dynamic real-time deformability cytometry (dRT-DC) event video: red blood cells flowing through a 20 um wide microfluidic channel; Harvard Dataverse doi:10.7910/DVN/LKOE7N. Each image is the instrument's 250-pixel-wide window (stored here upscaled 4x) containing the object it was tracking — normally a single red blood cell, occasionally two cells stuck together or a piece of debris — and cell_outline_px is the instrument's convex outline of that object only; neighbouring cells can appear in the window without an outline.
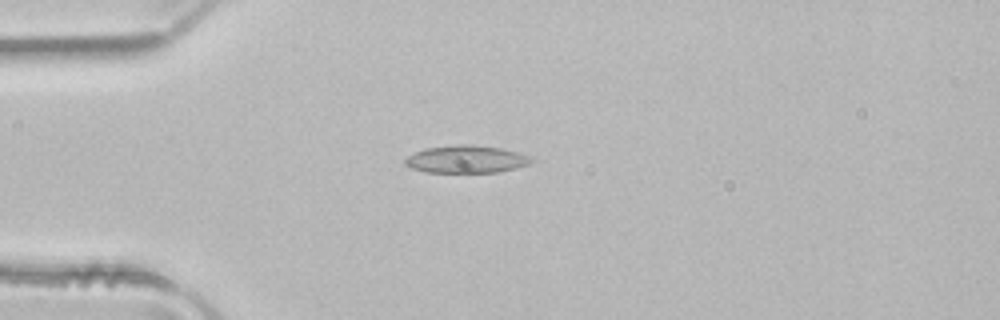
{"species": "common noctule bat (a hibernating species)", "species_latin": "Nyctalus noctula", "temperature_condition": "room temperature", "stored_images_in_passage": 35, "camera_frame_rate_fps": 3000, "um_per_image_px": 0.085, "animal": {"sex": "male", "body_mass_g": 21.5, "forearm_length_mm": 52.0}, "frame": {"image": 1, "passage_image": 3, "time_ms": 0.667, "image_size_px": [1000, 320], "cell_outline_px": [[536, 160], [528, 164], [516, 168], [500, 172], [428, 172], [412, 168], [404, 164], [404, 160], [408, 156], [424, 148], [456, 144], [472, 144], [500, 148], [532, 156]], "centroid_in_image_um": [39.66, 13.53], "position_along_channel_um": 45.3, "area_um2": 20.35}}
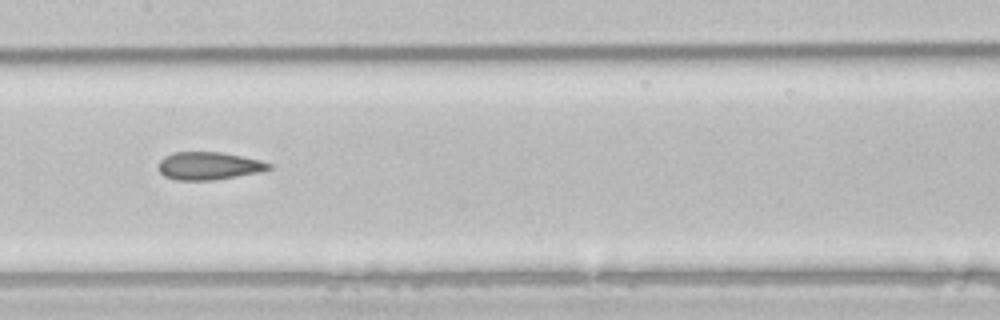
{"frame": {"image": 2, "passage_image": 15, "time_ms": 4.667, "image_size_px": [1000, 320], "cell_outline_px": [[272, 168], [260, 172], [212, 180], [176, 180], [164, 176], [156, 168], [160, 160], [164, 156], [172, 152], [220, 152], [260, 160], [272, 164]], "centroid_in_image_um": [17.7, 14.09], "position_along_channel_um": 189.7, "area_um2": 17.92}}
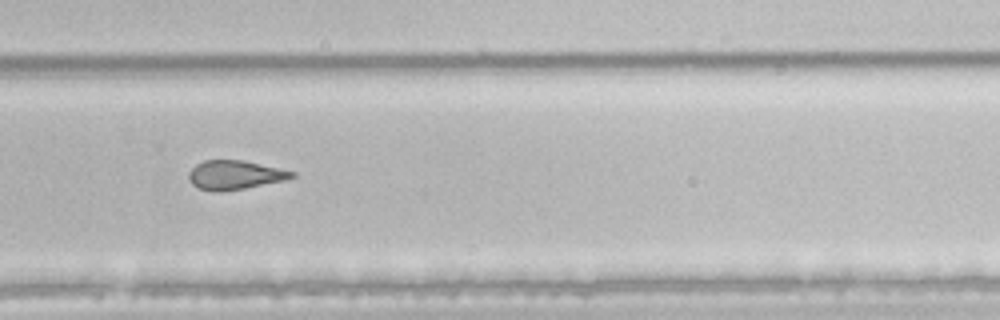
{"frame": {"image": 3, "passage_image": 24, "time_ms": 7.667, "image_size_px": [1000, 320], "cell_outline_px": [[296, 176], [284, 180], [224, 192], [212, 192], [200, 188], [192, 184], [188, 180], [188, 172], [196, 164], [204, 160], [244, 160], [280, 168], [296, 172]], "centroid_in_image_um": [19.94, 14.87], "position_along_channel_um": 309.9, "area_um2": 17.57}, "authors_computed_cell_mechanics": {"area_um2": 18.785, "velocity_mm_per_s": 4.0235, "shape_relaxation_time_tau1_ms": null, "shape_relaxation_time_tau2_ms": 2.1861, "deformation_change_tau1": null, "deformation_change_tau2": 0.1126}}